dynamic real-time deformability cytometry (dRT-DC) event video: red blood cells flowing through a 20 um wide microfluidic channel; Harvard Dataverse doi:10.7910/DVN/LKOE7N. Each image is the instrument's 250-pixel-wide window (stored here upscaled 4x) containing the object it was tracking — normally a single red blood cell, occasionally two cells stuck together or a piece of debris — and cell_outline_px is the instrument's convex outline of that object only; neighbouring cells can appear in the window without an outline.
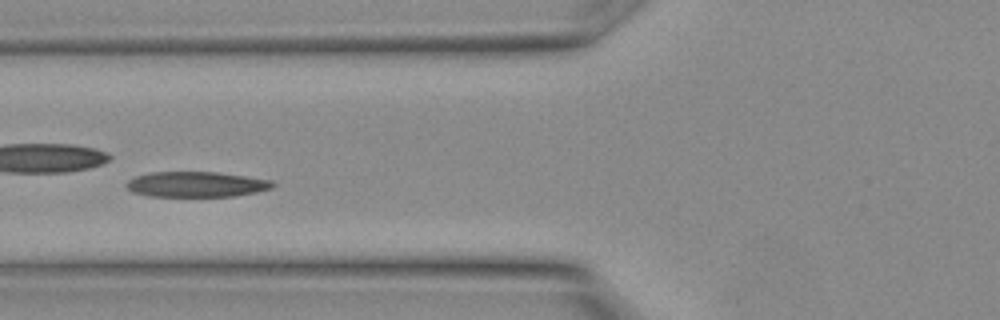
{"species": "Egyptian fruit bat (a non-hibernating species)", "species_latin": "Rousettus aegyptiacus", "temperature_condition": "warm", "stored_images_in_passage": 8, "camera_frame_rate_fps": 3000, "um_per_image_px": 0.085, "animal": {"sex": "female"}, "frame": {"image": 1, "passage_image": 3, "time_ms": 0.667, "image_size_px": [1000, 320], "cell_outline_px": [[276, 184], [272, 188], [256, 192], [236, 196], [148, 196], [132, 192], [124, 184], [128, 180], [136, 176], [152, 172], [216, 172], [272, 180]], "centroid_in_image_um": [16.68, 15.67], "position_along_channel_um": 109.1, "area_um2": 21.62}}
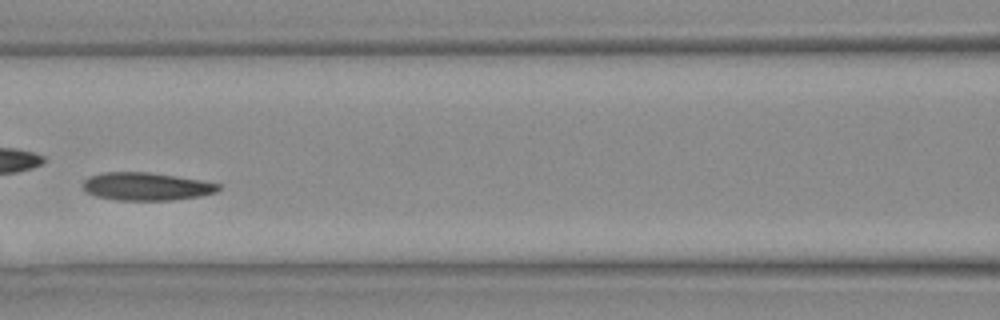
{"frame": {"image": 2, "passage_image": 5, "time_ms": 1.333, "image_size_px": [1000, 320], "cell_outline_px": [[220, 188], [216, 192], [200, 196], [172, 200], [116, 200], [96, 196], [84, 192], [84, 180], [88, 176], [104, 172], [148, 172], [200, 180], [220, 184]], "centroid_in_image_um": [12.4, 15.85], "position_along_channel_um": 154.2, "area_um2": 21.96}}